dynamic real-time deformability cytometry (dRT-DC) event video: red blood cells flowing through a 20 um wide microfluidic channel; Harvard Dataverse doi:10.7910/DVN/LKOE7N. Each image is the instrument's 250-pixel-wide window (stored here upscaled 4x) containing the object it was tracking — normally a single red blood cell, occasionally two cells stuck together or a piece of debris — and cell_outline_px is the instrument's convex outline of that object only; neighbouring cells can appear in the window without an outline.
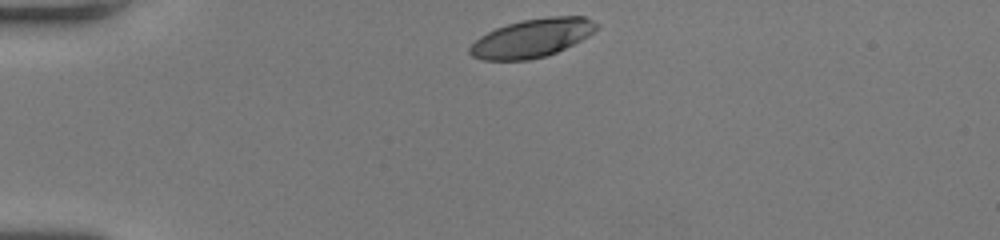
{"species": "human", "species_latin": "Homo sapiens", "temperature_condition": "room temperature", "stored_images_in_passage": 33, "camera_frame_rate_fps": 3000, "um_per_image_px": 0.085, "donor": {"sex": "female"}, "frame": {"image": 1, "passage_image": 1, "time_ms": 0.0, "image_size_px": [1000, 240], "cell_outline_px": [[600, 28], [588, 36], [556, 52], [544, 56], [528, 60], [484, 60], [472, 56], [468, 52], [468, 48], [480, 36], [496, 28], [508, 24], [524, 20], [548, 16], [584, 16], [600, 24]], "centroid_in_image_um": [45.24, 3.23], "position_along_channel_um": 39.8, "area_um2": 28.26}}
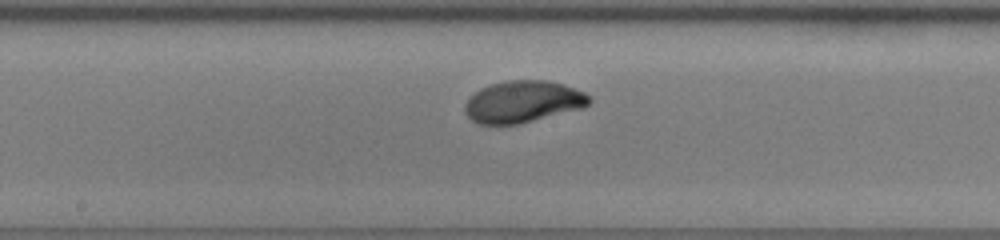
{"frame": {"image": 2, "passage_image": 17, "time_ms": 5.333, "image_size_px": [1000, 240], "cell_outline_px": [[592, 100], [584, 108], [520, 124], [476, 124], [464, 112], [464, 104], [480, 88], [492, 84], [508, 80], [548, 80], [564, 84], [584, 92], [592, 96]], "centroid_in_image_um": [44.48, 8.65], "position_along_channel_um": 203.7, "area_um2": 30.52}}
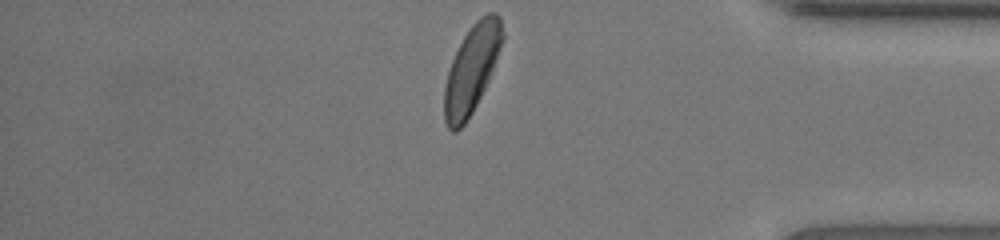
{"frame": {"image": 3, "passage_image": 33, "time_ms": 10.667, "image_size_px": [1000, 240], "cell_outline_px": [[504, 36], [488, 80], [472, 112], [464, 124], [456, 132], [452, 132], [448, 128], [444, 120], [444, 88], [448, 72], [452, 60], [464, 36], [472, 24], [480, 16], [488, 12], [496, 12], [500, 16], [504, 32]], "centroid_in_image_um": [40.08, 5.86], "position_along_channel_um": 395.1, "area_um2": 29.3}, "authors_computed_cell_mechanics": {"area_um2": 29.7092, "velocity_mm_per_s": 3.9935, "shape_relaxation_time_tau1_ms": 2.6546, "shape_relaxation_time_tau2_ms": null, "deformation_change_tau1": 0.1714, "deformation_change_tau2": null}}